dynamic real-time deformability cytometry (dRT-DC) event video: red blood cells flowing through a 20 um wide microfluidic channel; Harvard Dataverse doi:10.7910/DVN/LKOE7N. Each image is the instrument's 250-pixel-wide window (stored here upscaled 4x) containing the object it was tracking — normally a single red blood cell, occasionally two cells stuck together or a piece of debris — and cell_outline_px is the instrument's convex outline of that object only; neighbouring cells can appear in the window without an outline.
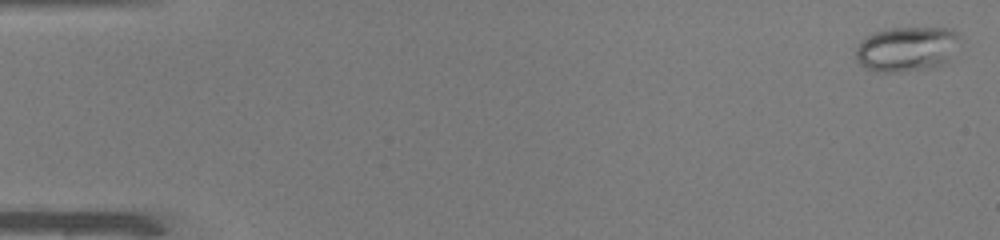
{"species": "common noctule bat (a hibernating species)", "species_latin": "Nyctalus noctula", "temperature_condition": "warm", "stored_images_in_passage": 49, "camera_frame_rate_fps": 3000, "um_per_image_px": 0.085, "animal": {"sex": "male", "body_mass_g": 19.0, "forearm_length_mm": 50.8}, "frame": {"image": 1, "passage_image": 1, "time_ms": 0.0, "image_size_px": [1000, 240], "cell_outline_px": [[960, 36], [948, 60], [932, 68], [896, 72], [880, 72], [868, 68], [860, 64], [856, 60], [856, 48], [872, 32], [892, 28], [952, 28]], "centroid_in_image_um": [77.06, 4.16], "position_along_channel_um": 7.9, "area_um2": 26.82}}
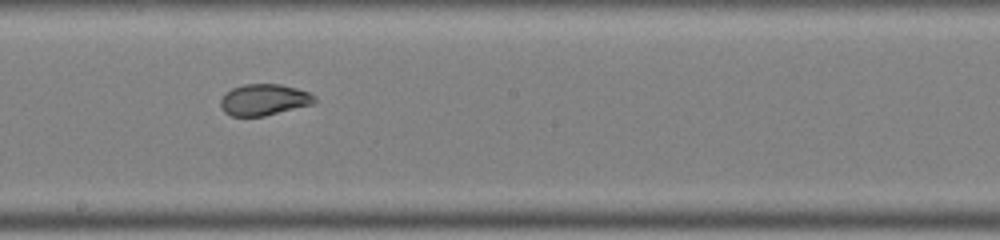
{"frame": {"image": 2, "passage_image": 28, "time_ms": 9.0, "image_size_px": [1000, 240], "cell_outline_px": [[316, 100], [312, 104], [264, 116], [232, 116], [224, 112], [220, 108], [220, 100], [232, 88], [244, 84], [280, 84], [296, 88], [308, 92], [316, 96]], "centroid_in_image_um": [22.43, 8.48], "position_along_channel_um": 225.8, "area_um2": 17.05}}
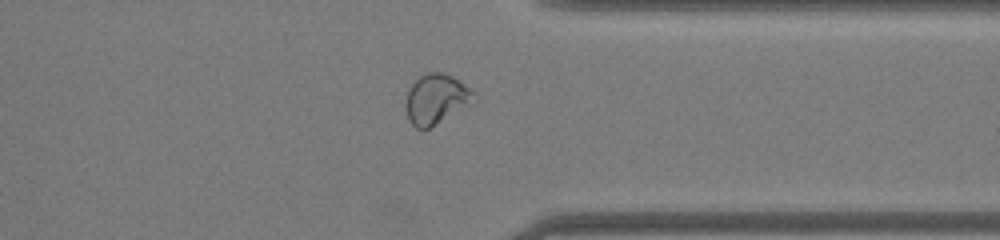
{"frame": {"image": 3, "passage_image": 39, "time_ms": 12.667, "image_size_px": [1000, 240], "cell_outline_px": [[476, 92], [472, 104], [428, 128], [416, 128], [408, 120], [404, 108], [404, 100], [408, 88], [420, 76], [428, 72], [440, 72], [452, 76], [460, 80]], "centroid_in_image_um": [37.05, 8.41], "position_along_channel_um": 374.3, "area_um2": 20.06}}